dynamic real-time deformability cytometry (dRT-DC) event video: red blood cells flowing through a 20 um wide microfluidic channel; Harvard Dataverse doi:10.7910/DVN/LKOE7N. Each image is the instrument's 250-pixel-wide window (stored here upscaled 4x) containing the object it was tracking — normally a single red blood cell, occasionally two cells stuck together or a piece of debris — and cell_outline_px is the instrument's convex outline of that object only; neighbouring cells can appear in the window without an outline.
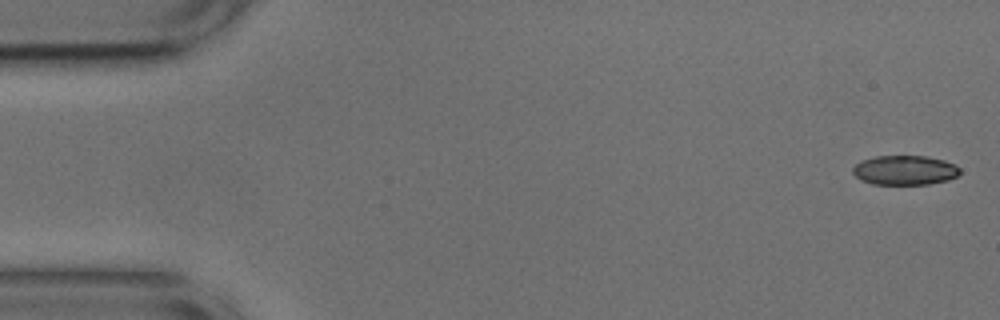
{"species": "common noctule bat (a hibernating species)", "species_latin": "Nyctalus noctula", "temperature_condition": "cold", "stored_images_in_passage": 52, "camera_frame_rate_fps": 3000, "um_per_image_px": 0.085, "animal": {"sex": "male", "body_mass_g": 17.9, "forearm_length_mm": 54.2}, "frame": {"image": 1, "passage_image": 1, "time_ms": 0.0, "image_size_px": [1000, 320], "cell_outline_px": [[960, 172], [956, 176], [948, 180], [928, 184], [872, 184], [860, 180], [852, 172], [852, 168], [860, 160], [876, 156], [928, 156], [944, 160], [956, 164], [960, 168]], "centroid_in_image_um": [76.9, 14.46], "position_along_channel_um": 8.1, "area_um2": 18.55}}
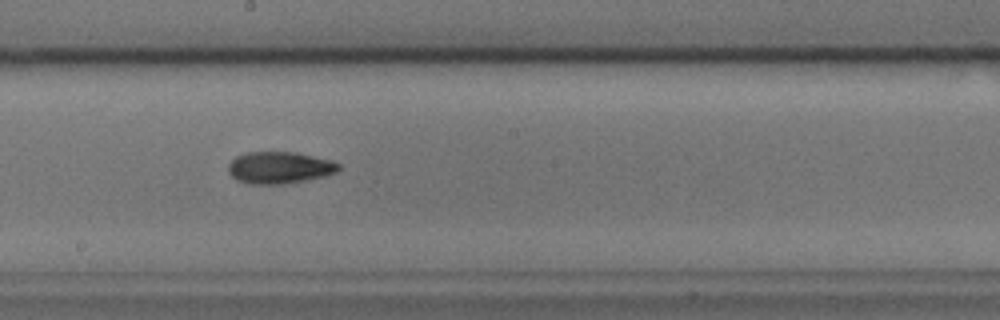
{"frame": {"image": 2, "passage_image": 28, "time_ms": 9.0, "image_size_px": [1000, 320], "cell_outline_px": [[340, 168], [336, 172], [328, 176], [284, 184], [248, 184], [236, 180], [228, 172], [228, 164], [236, 156], [248, 152], [296, 152], [332, 160], [340, 164]], "centroid_in_image_um": [23.77, 14.25], "position_along_channel_um": 224.4, "area_um2": 20.75}}
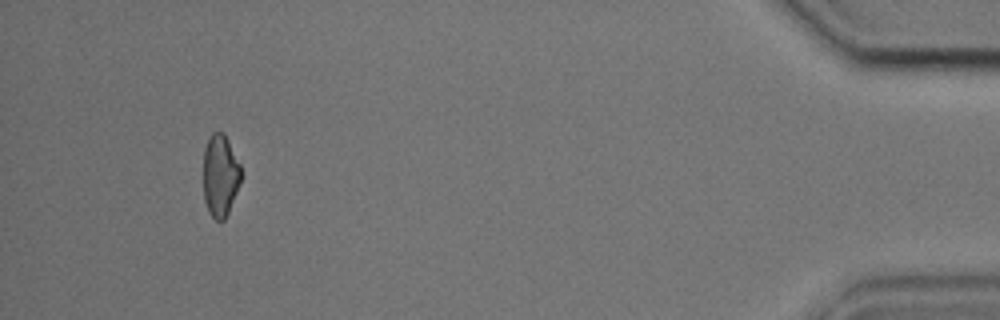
{"frame": {"image": 3, "passage_image": 49, "time_ms": 16.0, "image_size_px": [1000, 320], "cell_outline_px": [[240, 180], [236, 192], [228, 212], [224, 220], [216, 220], [208, 212], [204, 200], [204, 148], [208, 136], [212, 132], [224, 132], [240, 164]], "centroid_in_image_um": [18.7, 14.89], "position_along_channel_um": 416.5, "area_um2": 17.92}, "authors_computed_cell_mechanics": {"area_um2": 19.7098, "velocity_mm_per_s": 3.7739, "shape_relaxation_time_tau1_ms": 6.3313, "shape_relaxation_time_tau2_ms": 6.8035, "deformation_change_tau1": 0.1357, "deformation_change_tau2": 0.1339}}